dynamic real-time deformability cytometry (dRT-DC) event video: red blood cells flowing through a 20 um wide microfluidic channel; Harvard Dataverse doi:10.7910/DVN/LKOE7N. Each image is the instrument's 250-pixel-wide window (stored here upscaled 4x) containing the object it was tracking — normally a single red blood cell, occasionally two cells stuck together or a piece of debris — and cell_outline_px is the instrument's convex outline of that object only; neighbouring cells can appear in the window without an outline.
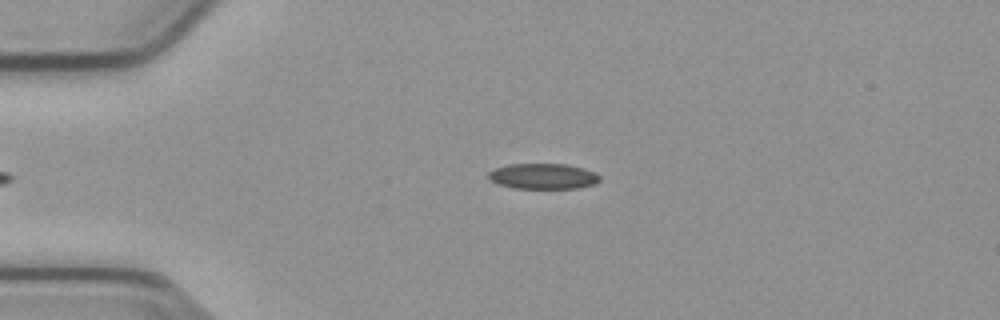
{"species": "common noctule bat (a hibernating species)", "species_latin": "Nyctalus noctula", "temperature_condition": "cold", "stored_images_in_passage": 39, "camera_frame_rate_fps": 3000, "um_per_image_px": 0.085, "animal": {"sex": "male", "body_mass_g": 23.1, "forearm_length_mm": 52.7}, "frame": {"image": 1, "passage_image": 3, "time_ms": 0.667, "image_size_px": [1000, 320], "cell_outline_px": [[600, 180], [596, 184], [576, 188], [516, 188], [500, 184], [492, 180], [488, 176], [488, 172], [496, 168], [508, 164], [568, 164], [584, 168], [596, 172], [600, 176]], "centroid_in_image_um": [46.22, 14.97], "position_along_channel_um": 38.8, "area_um2": 16.53}}
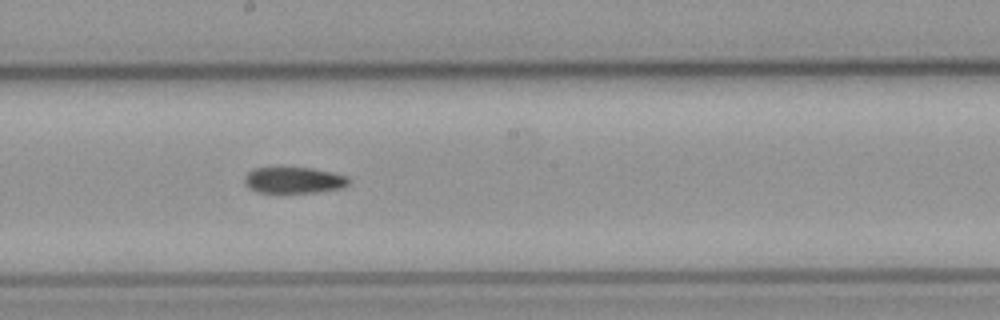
{"frame": {"image": 2, "passage_image": 20, "time_ms": 6.333, "image_size_px": [1000, 320], "cell_outline_px": [[348, 184], [344, 188], [316, 192], [256, 192], [248, 188], [244, 184], [244, 176], [248, 172], [256, 168], [312, 168], [332, 172], [344, 176], [348, 180]], "centroid_in_image_um": [24.94, 15.32], "position_along_channel_um": 223.3, "area_um2": 15.78}}
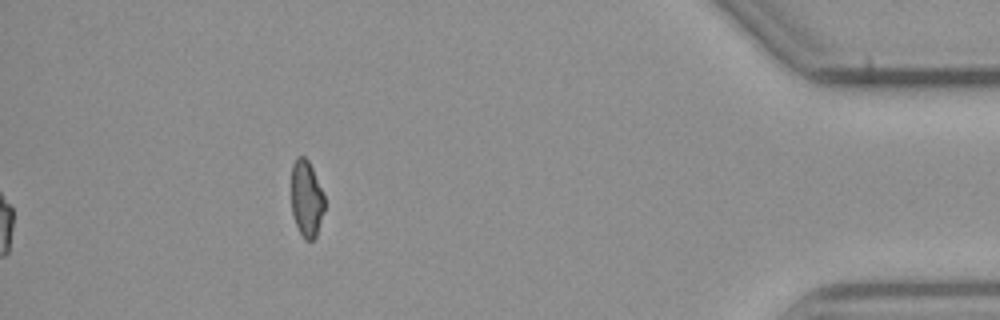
{"frame": {"image": 3, "passage_image": 39, "time_ms": 12.667, "image_size_px": [1000, 320], "cell_outline_px": [[324, 212], [316, 236], [312, 240], [304, 240], [296, 224], [292, 212], [292, 164], [296, 156], [304, 156], [308, 160], [312, 168], [324, 196]], "centroid_in_image_um": [26.05, 16.88], "position_along_channel_um": 409.2, "area_um2": 14.68}}